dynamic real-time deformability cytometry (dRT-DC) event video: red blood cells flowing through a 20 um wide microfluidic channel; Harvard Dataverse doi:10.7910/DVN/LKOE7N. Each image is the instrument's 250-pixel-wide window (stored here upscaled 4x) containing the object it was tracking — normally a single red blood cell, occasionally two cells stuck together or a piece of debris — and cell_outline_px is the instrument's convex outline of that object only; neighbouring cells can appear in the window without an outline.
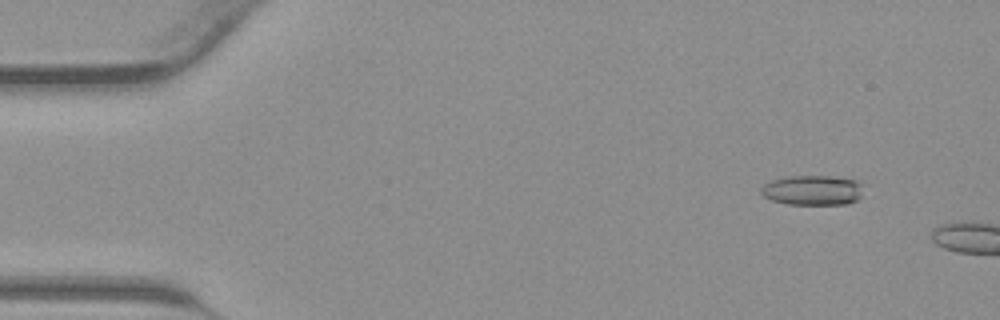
{"species": "common noctule bat (a hibernating species)", "species_latin": "Nyctalus noctula", "temperature_condition": "warm", "stored_images_in_passage": 7, "camera_frame_rate_fps": 3000, "um_per_image_px": 0.085, "animal": {"sex": "male", "body_mass_g": 23.1, "forearm_length_mm": 52.7}, "frame": {"image": 1, "passage_image": 4, "time_ms": 1.0, "image_size_px": [1000, 320], "cell_outline_px": [[860, 196], [856, 200], [848, 204], [788, 204], [772, 200], [764, 196], [760, 192], [760, 188], [764, 184], [772, 180], [788, 176], [832, 176], [856, 180], [860, 184]], "centroid_in_image_um": [69.03, 16.16], "position_along_channel_um": 16.0, "area_um2": 17.69}}